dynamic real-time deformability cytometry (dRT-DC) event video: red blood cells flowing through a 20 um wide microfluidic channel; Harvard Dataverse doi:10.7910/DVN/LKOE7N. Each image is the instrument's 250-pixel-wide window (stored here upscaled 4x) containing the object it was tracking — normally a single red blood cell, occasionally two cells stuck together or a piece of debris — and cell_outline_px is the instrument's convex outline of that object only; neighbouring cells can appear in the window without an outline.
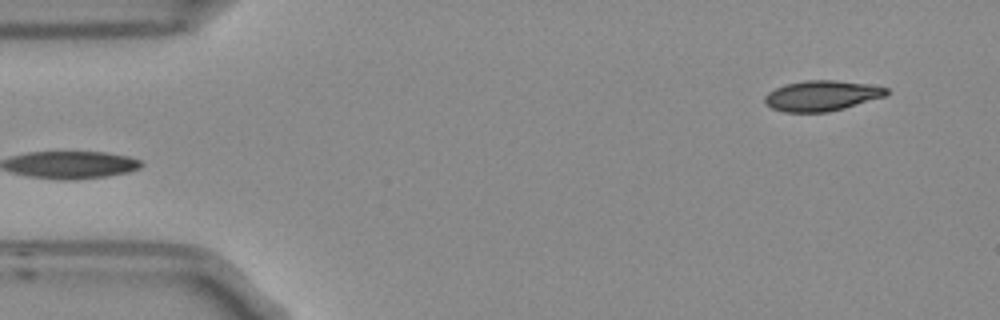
{"species": "Egyptian fruit bat (a non-hibernating species)", "species_latin": "Rousettus aegyptiacus", "temperature_condition": "room temperature", "stored_images_in_passage": 4, "segment_of_instrument_passage": [2, 2], "camera_frame_rate_fps": 3000, "um_per_image_px": 0.085, "frame": {"image": 1, "passage_image": 4, "time_ms": 1.0, "image_size_px": [1000, 320], "cell_outline_px": [[892, 92], [884, 96], [844, 108], [828, 112], [784, 112], [772, 108], [764, 104], [764, 96], [768, 92], [776, 88], [788, 84], [804, 80], [832, 80], [864, 84], [888, 88]], "centroid_in_image_um": [69.82, 8.14], "position_along_channel_um": 15.2, "area_um2": 21.39}}